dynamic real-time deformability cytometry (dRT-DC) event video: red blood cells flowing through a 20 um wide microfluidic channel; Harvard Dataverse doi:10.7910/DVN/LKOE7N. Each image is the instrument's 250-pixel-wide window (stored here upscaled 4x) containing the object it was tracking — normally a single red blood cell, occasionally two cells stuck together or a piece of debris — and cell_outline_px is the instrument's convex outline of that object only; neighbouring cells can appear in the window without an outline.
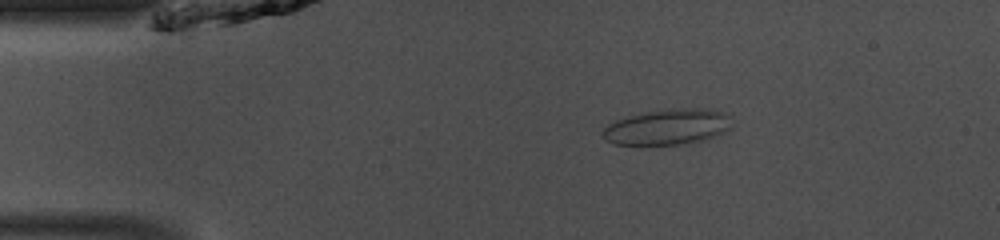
{"species": "common noctule bat (a hibernating species)", "species_latin": "Nyctalus noctula", "temperature_condition": "room temperature", "stored_images_in_passage": 47, "camera_frame_rate_fps": 3000, "um_per_image_px": 0.085, "animal": {"sex": "male", "body_mass_g": 13.0, "forearm_length_mm": 53.1}, "frame": {"image": 1, "passage_image": 8, "time_ms": 2.333, "image_size_px": [1000, 240], "cell_outline_px": [[732, 128], [728, 132], [704, 140], [684, 144], [616, 144], [604, 140], [600, 132], [608, 124], [616, 120], [628, 116], [644, 112], [680, 108], [708, 108], [728, 112], [732, 116]], "centroid_in_image_um": [56.83, 10.78], "position_along_channel_um": 28.2, "area_um2": 27.34}}
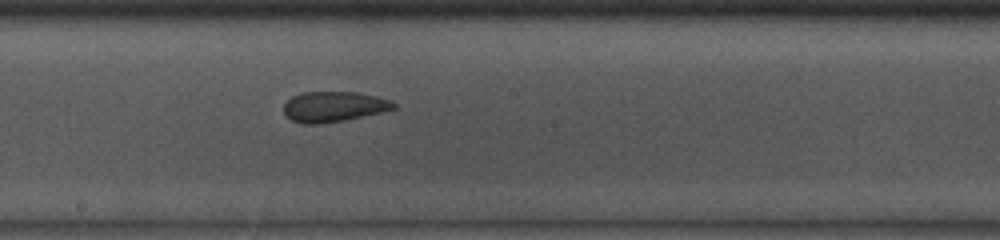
{"frame": {"image": 2, "passage_image": 25, "time_ms": 8.0, "image_size_px": [1000, 240], "cell_outline_px": [[396, 108], [384, 112], [344, 120], [320, 124], [304, 124], [292, 120], [284, 112], [284, 104], [292, 96], [304, 92], [356, 92], [376, 96], [392, 100], [396, 104]], "centroid_in_image_um": [28.4, 9.06], "position_along_channel_um": 219.8, "area_um2": 19.48}}
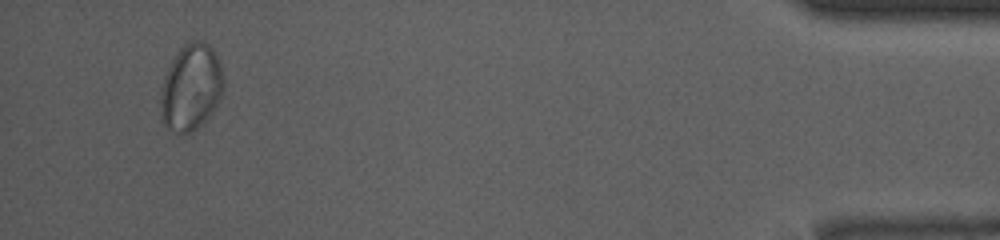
{"frame": {"image": 3, "passage_image": 45, "time_ms": 14.667, "image_size_px": [1000, 240], "cell_outline_px": [[224, 88], [220, 100], [212, 112], [192, 132], [184, 136], [180, 136], [168, 128], [164, 124], [160, 116], [160, 88], [164, 76], [172, 60], [180, 48], [184, 44], [196, 40], [204, 40], [212, 48], [220, 64], [224, 80]], "centroid_in_image_um": [16.22, 7.45], "position_along_channel_um": 419.0, "area_um2": 32.14}, "authors_computed_cell_mechanics": {"area_um2": 21.7328, "velocity_mm_per_s": 4.0979, "shape_relaxation_time_tau1_ms": null, "shape_relaxation_time_tau2_ms": 1.8664, "deformation_change_tau1": null, "deformation_change_tau2": 0.0607}}